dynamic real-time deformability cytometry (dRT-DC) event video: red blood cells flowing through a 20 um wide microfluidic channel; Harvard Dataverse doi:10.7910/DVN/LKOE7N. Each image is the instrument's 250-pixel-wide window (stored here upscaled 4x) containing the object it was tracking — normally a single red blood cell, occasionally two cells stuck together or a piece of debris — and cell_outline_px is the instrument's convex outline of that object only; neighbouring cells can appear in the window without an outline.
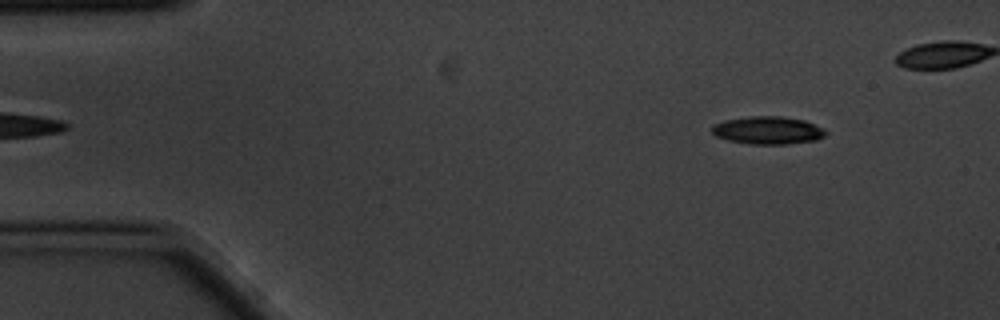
{"species": "common noctule bat (a hibernating species)", "species_latin": "Nyctalus noctula", "temperature_condition": "cold", "stored_images_in_passage": 3, "segment_of_instrument_passage": [2, 2], "camera_frame_rate_fps": 3000, "um_per_image_px": 0.085, "animal": {"sex": "male", "body_mass_g": 20.1, "forearm_length_mm": 53.5}, "frame": {"image": 1, "passage_image": 3, "time_ms": 0.667, "image_size_px": [1000, 320], "cell_outline_px": [[828, 132], [824, 136], [816, 140], [788, 144], [748, 144], [728, 140], [716, 136], [712, 132], [712, 124], [724, 120], [752, 116], [780, 116], [804, 120], [824, 128]], "centroid_in_image_um": [65.27, 11.08], "position_along_channel_um": 19.7, "area_um2": 18.5}}